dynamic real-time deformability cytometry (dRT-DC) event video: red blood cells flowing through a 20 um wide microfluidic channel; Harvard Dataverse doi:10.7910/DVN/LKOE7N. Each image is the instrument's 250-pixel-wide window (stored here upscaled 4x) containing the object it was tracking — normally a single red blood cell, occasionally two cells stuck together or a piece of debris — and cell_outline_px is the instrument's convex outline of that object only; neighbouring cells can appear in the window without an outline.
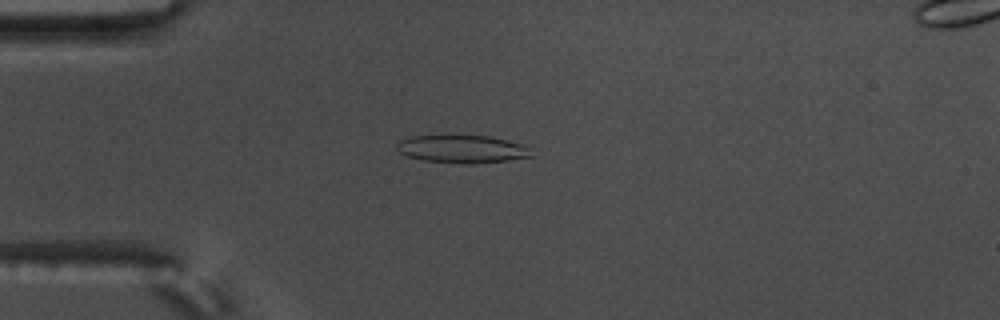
{"species": "common noctule bat (a hibernating species)", "species_latin": "Nyctalus noctula", "temperature_condition": "warm", "stored_images_in_passage": 47, "camera_frame_rate_fps": 3000, "um_per_image_px": 0.085, "animal": {"sex": "male", "body_mass_g": 17.5, "forearm_length_mm": 52.3}, "frame": {"image": 1, "passage_image": 5, "time_ms": 1.333, "image_size_px": [1000, 320], "cell_outline_px": [[536, 156], [508, 160], [472, 164], [460, 164], [424, 160], [408, 156], [400, 152], [396, 148], [396, 144], [400, 140], [412, 136], [492, 136], [524, 144]], "centroid_in_image_um": [39.33, 12.67], "position_along_channel_um": 45.7, "area_um2": 21.91}}
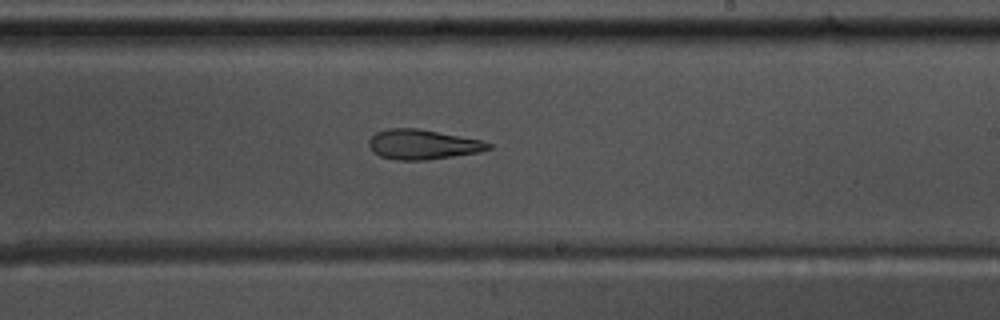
{"frame": {"image": 2, "passage_image": 24, "time_ms": 7.667, "image_size_px": [1000, 320], "cell_outline_px": [[492, 148], [480, 152], [424, 160], [396, 160], [380, 156], [372, 152], [368, 144], [368, 140], [376, 132], [388, 128], [416, 128], [480, 140], [492, 144]], "centroid_in_image_um": [35.88, 12.28], "position_along_channel_um": 253.1, "area_um2": 20.63}}
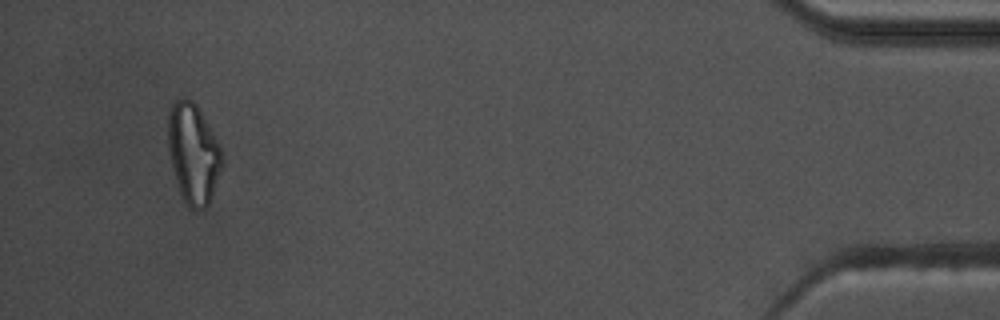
{"frame": {"image": 3, "passage_image": 44, "time_ms": 14.333, "image_size_px": [1000, 320], "cell_outline_px": [[224, 160], [208, 204], [204, 208], [188, 208], [180, 192], [176, 180], [168, 152], [168, 108], [176, 100], [192, 100], [196, 104], [216, 140], [220, 148]], "centroid_in_image_um": [16.4, 13.04], "position_along_channel_um": 418.8, "area_um2": 30.81}, "authors_computed_cell_mechanics": {"area_um2": 21.7906, "velocity_mm_per_s": 3.5825, "shape_relaxation_time_tau1_ms": null, "shape_relaxation_time_tau2_ms": 3.0232, "deformation_change_tau1": null, "deformation_change_tau2": 0.137}}